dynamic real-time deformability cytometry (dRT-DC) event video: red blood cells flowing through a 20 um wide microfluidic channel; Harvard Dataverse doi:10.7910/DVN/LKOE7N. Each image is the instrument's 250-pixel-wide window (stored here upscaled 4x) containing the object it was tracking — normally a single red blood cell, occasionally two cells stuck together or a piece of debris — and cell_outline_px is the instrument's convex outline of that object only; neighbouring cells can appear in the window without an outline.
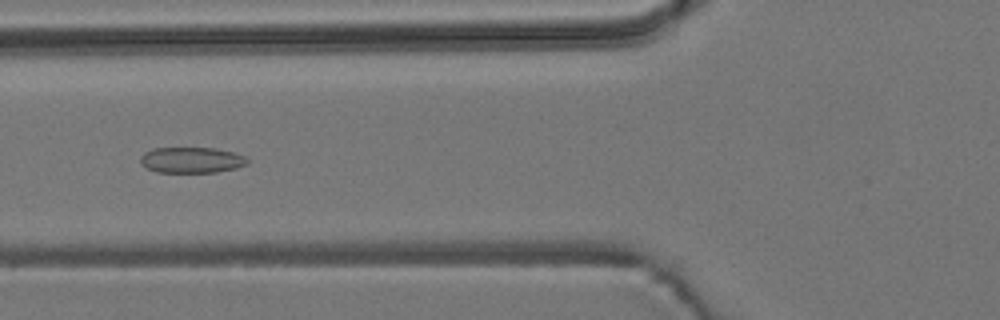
{"species": "common noctule bat (a hibernating species)", "species_latin": "Nyctalus noctula", "temperature_condition": "room temperature", "stored_images_in_passage": 7, "camera_frame_rate_fps": 3000, "um_per_image_px": 0.085, "animal": {"sex": "male", "body_mass_g": 19.2, "forearm_length_mm": 51.8}, "frame": {"image": 1, "passage_image": 4, "time_ms": 4.667, "image_size_px": [1000, 320], "cell_outline_px": [[248, 164], [236, 168], [216, 172], [156, 172], [140, 164], [140, 156], [144, 152], [152, 148], [216, 148], [232, 152], [244, 156], [248, 160]], "centroid_in_image_um": [16.26, 13.6], "position_along_channel_um": 109.5, "area_um2": 16.13}}
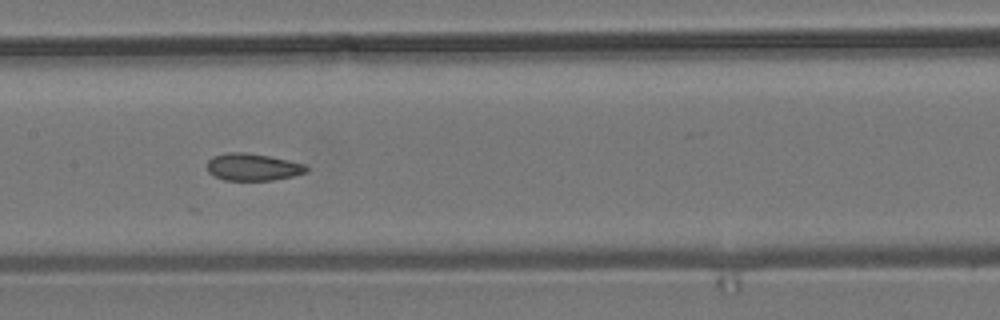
{"frame": {"image": 2, "passage_image": 6, "time_ms": 6.667, "image_size_px": [1000, 320], "cell_outline_px": [[308, 172], [292, 176], [272, 180], [224, 180], [208, 172], [208, 160], [212, 156], [228, 152], [244, 152], [268, 156], [288, 160], [304, 164], [308, 168]], "centroid_in_image_um": [21.48, 14.19], "position_along_channel_um": 185.9, "area_um2": 15.61}}
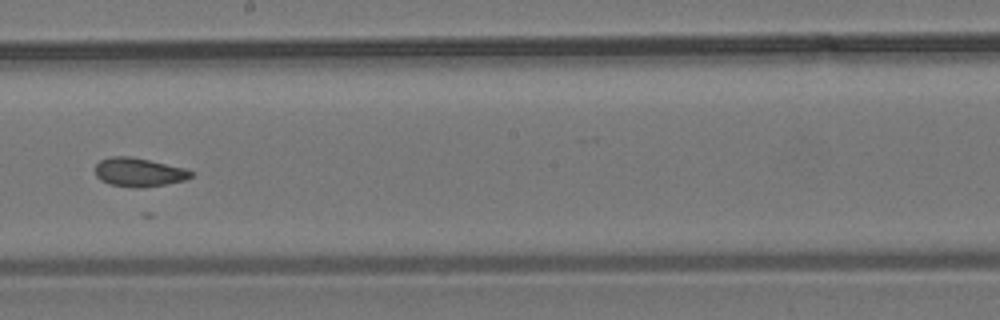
{"frame": {"image": 3, "passage_image": 7, "time_ms": 8.0, "image_size_px": [1000, 320], "cell_outline_px": [[196, 172], [192, 176], [184, 180], [164, 184], [140, 188], [136, 188], [112, 184], [100, 180], [96, 176], [96, 164], [100, 160], [112, 156], [132, 156], [184, 168]], "centroid_in_image_um": [11.81, 14.63], "position_along_channel_um": 236.4, "area_um2": 15.95}}